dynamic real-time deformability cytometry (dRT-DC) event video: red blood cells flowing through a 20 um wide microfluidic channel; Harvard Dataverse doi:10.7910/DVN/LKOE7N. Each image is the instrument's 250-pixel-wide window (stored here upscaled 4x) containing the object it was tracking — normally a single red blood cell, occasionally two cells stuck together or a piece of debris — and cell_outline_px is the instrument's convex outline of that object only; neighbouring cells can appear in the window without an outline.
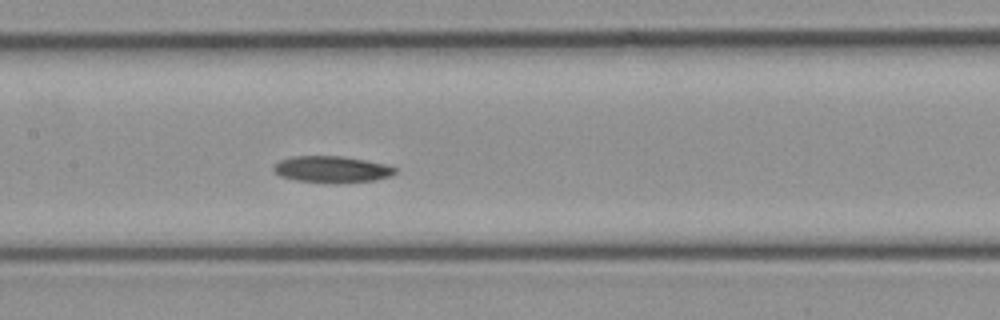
{"species": "common noctule bat (a hibernating species)", "species_latin": "Nyctalus noctula", "temperature_condition": "cold", "stored_images_in_passage": 20, "camera_frame_rate_fps": 3000, "um_per_image_px": 0.085, "animal": {"sex": "female", "body_mass_g": 21.9}, "frame": {"image": 1, "passage_image": 15, "time_ms": 4.667, "image_size_px": [1000, 320], "cell_outline_px": [[396, 172], [392, 176], [376, 180], [340, 184], [336, 184], [296, 180], [280, 176], [272, 172], [272, 168], [280, 160], [292, 156], [344, 156], [384, 164], [396, 168]], "centroid_in_image_um": [28.2, 14.41], "position_along_channel_um": 179.2, "area_um2": 19.07}}
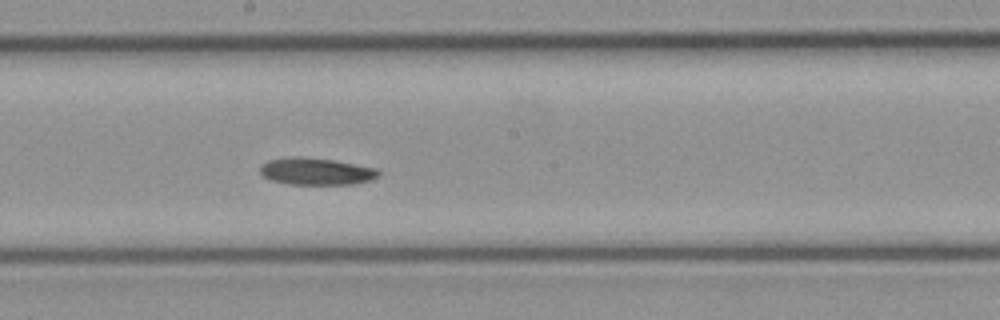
{"frame": {"image": 2, "passage_image": 17, "time_ms": 5.333, "image_size_px": [1000, 320], "cell_outline_px": [[380, 176], [372, 180], [352, 184], [288, 184], [272, 180], [264, 176], [260, 172], [260, 164], [268, 160], [288, 156], [296, 156], [332, 160], [376, 168], [380, 172]], "centroid_in_image_um": [26.86, 14.56], "position_along_channel_um": 221.3, "area_um2": 18.67}}